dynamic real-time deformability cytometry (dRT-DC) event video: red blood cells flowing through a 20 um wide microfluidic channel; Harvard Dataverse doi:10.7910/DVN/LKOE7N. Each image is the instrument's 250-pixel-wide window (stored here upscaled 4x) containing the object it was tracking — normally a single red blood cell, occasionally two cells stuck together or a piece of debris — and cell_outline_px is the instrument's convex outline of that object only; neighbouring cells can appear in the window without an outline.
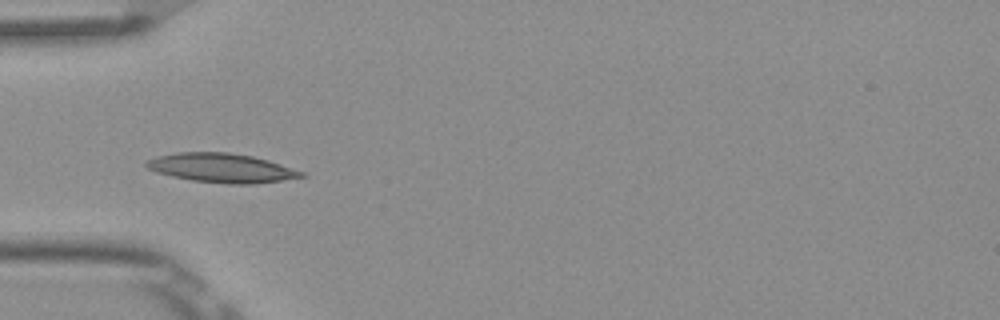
{"species": "Egyptian fruit bat (a non-hibernating species)", "species_latin": "Rousettus aegyptiacus", "temperature_condition": "room temperature", "stored_images_in_passage": 1, "camera_frame_rate_fps": 3000, "um_per_image_px": 0.085, "frame": {"image": 1, "passage_image": 1, "time_ms": 0.0, "image_size_px": [1000, 320], "cell_outline_px": [[308, 176], [252, 184], [228, 184], [192, 180], [172, 176], [156, 172], [148, 168], [144, 164], [148, 160], [156, 156], [176, 152], [228, 152], [252, 156], [268, 160], [304, 172]], "centroid_in_image_um": [18.82, 14.27], "position_along_channel_um": 66.2, "area_um2": 26.18}}